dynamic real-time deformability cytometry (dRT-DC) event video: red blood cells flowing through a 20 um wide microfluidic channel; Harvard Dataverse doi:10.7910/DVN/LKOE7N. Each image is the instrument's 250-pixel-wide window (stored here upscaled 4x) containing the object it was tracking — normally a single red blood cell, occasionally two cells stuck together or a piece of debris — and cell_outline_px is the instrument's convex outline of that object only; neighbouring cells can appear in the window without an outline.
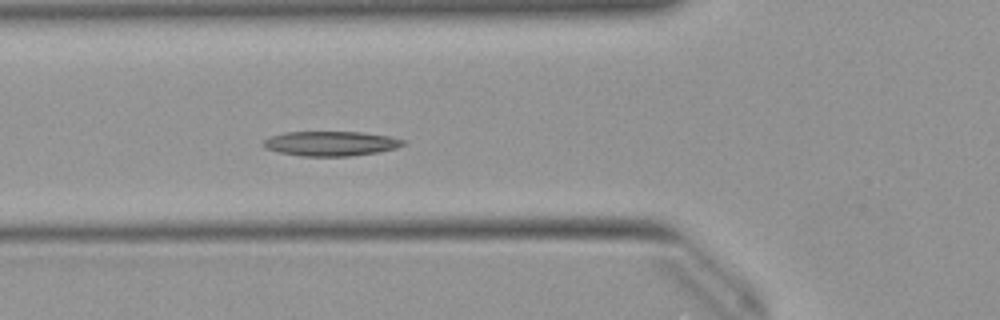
{"species": "Egyptian fruit bat (a non-hibernating species)", "species_latin": "Rousettus aegyptiacus", "temperature_condition": "warm", "stored_images_in_passage": 9, "camera_frame_rate_fps": 3000, "um_per_image_px": 0.085, "animal": {"sex": "female"}, "frame": {"image": 1, "passage_image": 6, "time_ms": 1.667, "image_size_px": [1000, 320], "cell_outline_px": [[408, 140], [404, 144], [396, 148], [376, 152], [348, 156], [300, 156], [280, 152], [264, 148], [260, 144], [264, 140], [272, 136], [284, 132], [364, 132], [388, 136]], "centroid_in_image_um": [28.11, 12.19], "position_along_channel_um": 97.7, "area_um2": 20.11}}